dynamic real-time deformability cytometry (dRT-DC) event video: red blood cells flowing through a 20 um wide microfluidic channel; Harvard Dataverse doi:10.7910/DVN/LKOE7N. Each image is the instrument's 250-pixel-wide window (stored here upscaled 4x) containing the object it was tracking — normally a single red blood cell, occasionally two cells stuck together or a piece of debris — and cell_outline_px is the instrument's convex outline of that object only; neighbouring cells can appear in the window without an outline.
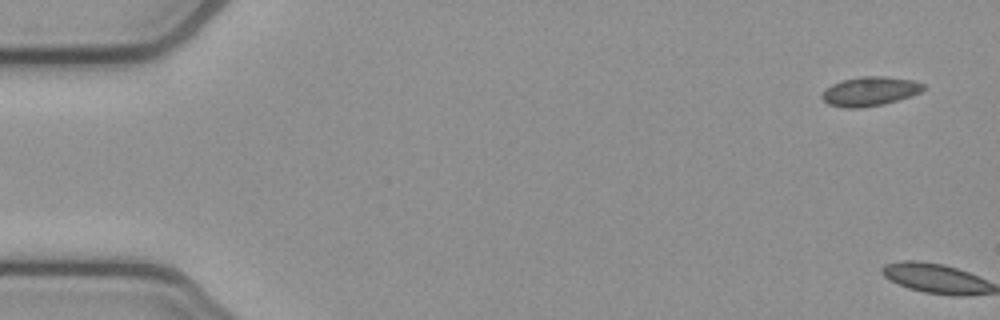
{"species": "common noctule bat (a hibernating species)", "species_latin": "Nyctalus noctula", "temperature_condition": "cold", "stored_images_in_passage": 2, "camera_frame_rate_fps": 3000, "um_per_image_px": 0.085, "animal": {"sex": "female", "body_mass_g": 21.9}, "frame": {"image": 1, "passage_image": 1, "time_ms": 0.0, "image_size_px": [1000, 320], "cell_outline_px": [[928, 88], [912, 96], [884, 104], [860, 108], [844, 108], [828, 104], [820, 96], [832, 84], [844, 80], [864, 76], [884, 76], [912, 80], [924, 84]], "centroid_in_image_um": [73.99, 7.77], "position_along_channel_um": 11.0, "area_um2": 17.22}}